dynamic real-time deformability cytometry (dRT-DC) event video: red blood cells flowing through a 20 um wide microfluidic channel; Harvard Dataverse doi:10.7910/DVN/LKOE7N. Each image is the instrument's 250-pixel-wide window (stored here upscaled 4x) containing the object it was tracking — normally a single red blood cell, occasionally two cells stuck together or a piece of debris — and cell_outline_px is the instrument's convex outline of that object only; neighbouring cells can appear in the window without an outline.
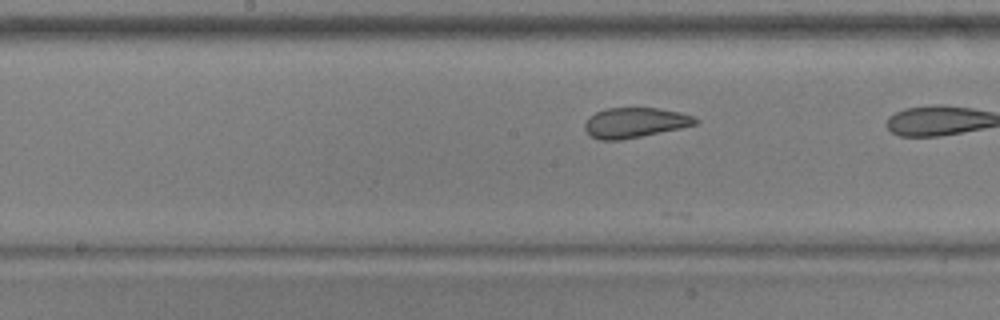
{"species": "common noctule bat (a hibernating species)", "species_latin": "Nyctalus noctula", "temperature_condition": "warm", "stored_images_in_passage": 11, "camera_frame_rate_fps": 3000, "um_per_image_px": 0.085, "animal": {"sex": "male", "body_mass_g": 17.9, "forearm_length_mm": 54.2}, "frame": {"image": 1, "passage_image": 10, "time_ms": 3.0, "image_size_px": [1000, 320], "cell_outline_px": [[700, 120], [696, 124], [680, 128], [620, 140], [600, 140], [592, 136], [584, 128], [584, 124], [588, 116], [596, 112], [608, 108], [656, 108], [680, 112], [692, 116]], "centroid_in_image_um": [53.95, 10.42], "position_along_channel_um": 194.3, "area_um2": 19.19}}